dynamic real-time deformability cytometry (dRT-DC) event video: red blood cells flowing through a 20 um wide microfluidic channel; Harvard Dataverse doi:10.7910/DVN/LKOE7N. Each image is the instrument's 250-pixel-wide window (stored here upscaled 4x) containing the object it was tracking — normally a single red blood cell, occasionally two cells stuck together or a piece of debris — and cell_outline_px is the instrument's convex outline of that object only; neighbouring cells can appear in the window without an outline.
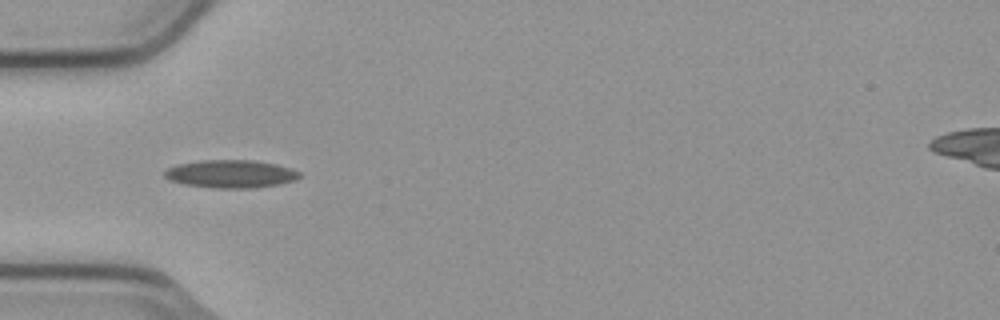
{"species": "common noctule bat (a hibernating species)", "species_latin": "Nyctalus noctula", "temperature_condition": "cold", "stored_images_in_passage": 2, "camera_frame_rate_fps": 3000, "um_per_image_px": 0.085, "animal": {"sex": "male", "body_mass_g": 23.1, "forearm_length_mm": 52.7}, "frame": {"image": 1, "passage_image": 1, "time_ms": 0.0, "image_size_px": [1000, 320], "cell_outline_px": [[300, 176], [296, 180], [280, 184], [252, 188], [212, 188], [184, 184], [168, 180], [164, 176], [164, 172], [168, 168], [176, 164], [200, 160], [256, 160], [276, 164], [292, 168], [300, 172]], "centroid_in_image_um": [19.61, 14.78], "position_along_channel_um": 65.4, "area_um2": 22.2}}
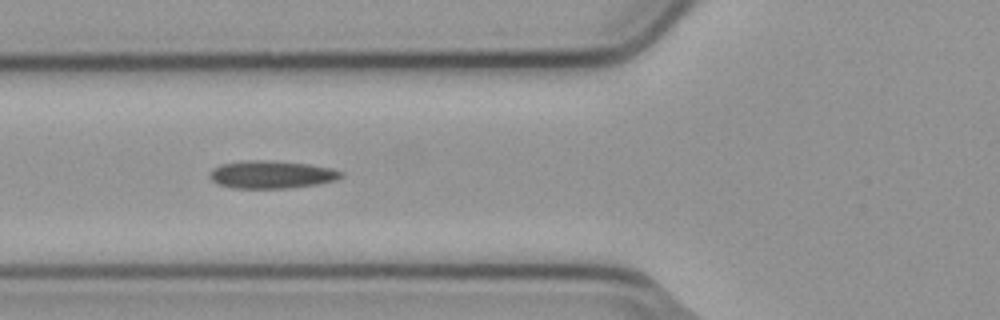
{"frame": {"image": 2, "passage_image": 2, "time_ms": 0.333, "image_size_px": [1000, 320], "cell_outline_px": [[344, 176], [336, 180], [316, 184], [288, 188], [232, 188], [220, 184], [212, 180], [208, 176], [212, 168], [220, 164], [248, 160], [272, 160], [308, 164], [332, 168], [344, 172]], "centroid_in_image_um": [23.09, 14.83], "position_along_channel_um": 102.7, "area_um2": 21.33}}